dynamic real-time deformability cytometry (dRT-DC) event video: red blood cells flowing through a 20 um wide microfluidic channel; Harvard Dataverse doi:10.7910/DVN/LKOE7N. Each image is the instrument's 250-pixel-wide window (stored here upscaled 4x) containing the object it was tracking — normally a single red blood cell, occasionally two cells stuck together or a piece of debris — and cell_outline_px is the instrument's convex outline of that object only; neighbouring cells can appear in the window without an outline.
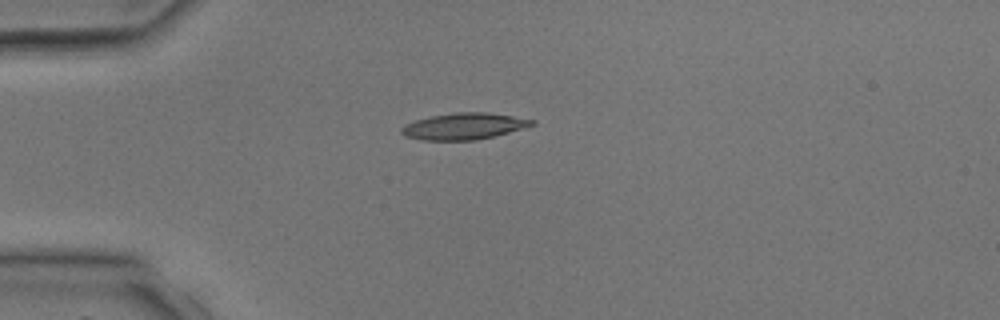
{"species": "common noctule bat (a hibernating species)", "species_latin": "Nyctalus noctula", "temperature_condition": "room temperature", "stored_images_in_passage": 2, "camera_frame_rate_fps": 3000, "um_per_image_px": 0.085, "animal": {"sex": "male", "body_mass_g": 17.9, "forearm_length_mm": 54.2}, "frame": {"image": 1, "passage_image": 1, "time_ms": 0.0, "image_size_px": [1000, 320], "cell_outline_px": [[536, 124], [508, 132], [476, 140], [420, 140], [404, 136], [400, 132], [400, 128], [416, 120], [432, 116], [452, 112], [484, 112], [512, 116], [536, 120]], "centroid_in_image_um": [39.41, 10.73], "position_along_channel_um": 45.6, "area_um2": 19.94}}